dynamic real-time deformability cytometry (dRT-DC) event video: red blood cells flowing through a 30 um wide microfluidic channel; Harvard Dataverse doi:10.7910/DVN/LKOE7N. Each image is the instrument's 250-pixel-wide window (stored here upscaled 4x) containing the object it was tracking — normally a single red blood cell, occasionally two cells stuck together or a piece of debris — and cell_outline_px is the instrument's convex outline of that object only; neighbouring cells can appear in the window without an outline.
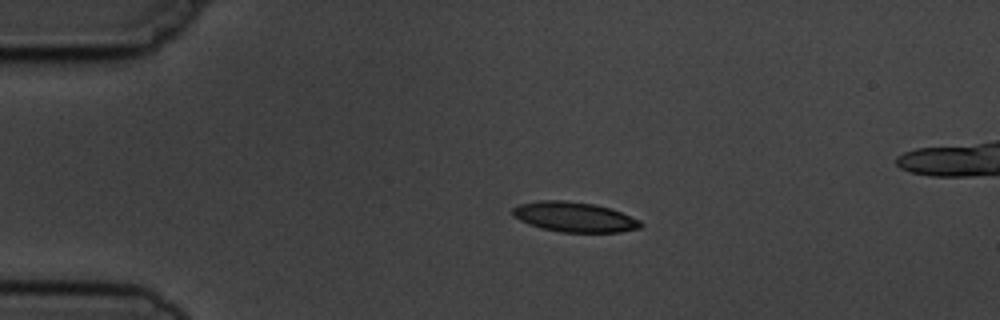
{"species": "common noctule bat (a hibernating species)", "species_latin": "Nyctalus noctula", "temperature_condition": "cold", "stored_images_in_passage": 4, "camera_frame_rate_fps": 3000, "um_per_image_px": 0.085, "animal": {"sex": "male", "body_mass_g": 19.5, "forearm_length_mm": 54.6}, "frame": {"image": 1, "passage_image": 3, "time_ms": 2.0, "image_size_px": [1000, 320], "cell_outline_px": [[644, 224], [640, 228], [620, 232], [560, 232], [540, 228], [528, 224], [512, 216], [512, 208], [520, 204], [536, 200], [564, 200], [596, 204], [620, 212], [640, 220]], "centroid_in_image_um": [48.79, 18.44], "position_along_channel_um": 36.2, "area_um2": 22.48}}